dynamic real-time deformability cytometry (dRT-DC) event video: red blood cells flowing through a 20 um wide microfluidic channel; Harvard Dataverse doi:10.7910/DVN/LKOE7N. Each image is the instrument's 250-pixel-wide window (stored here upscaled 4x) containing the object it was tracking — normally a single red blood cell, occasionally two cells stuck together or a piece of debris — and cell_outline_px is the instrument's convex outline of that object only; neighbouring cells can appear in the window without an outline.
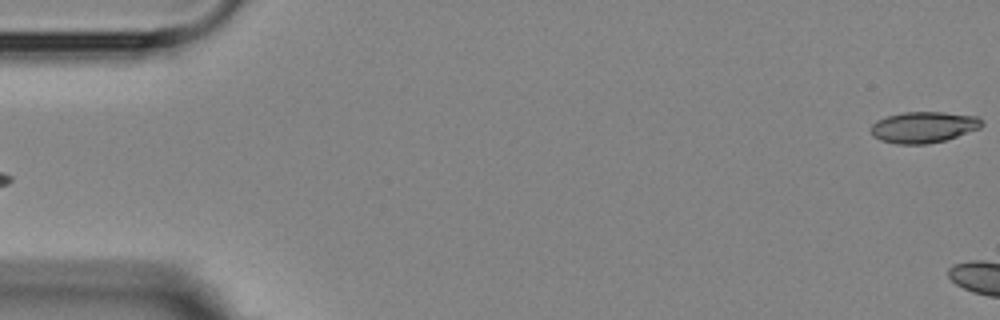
{"species": "Egyptian fruit bat (a non-hibernating species)", "species_latin": "Rousettus aegyptiacus", "temperature_condition": "room temperature", "stored_images_in_passage": 4, "segment_of_instrument_passage": [2, 2], "camera_frame_rate_fps": 3000, "um_per_image_px": 0.085, "animal": {"sex": "female"}, "frame": {"image": 1, "passage_image": 4, "time_ms": 5.0, "image_size_px": [1000, 320], "cell_outline_px": [[984, 124], [980, 128], [944, 140], [928, 144], [896, 144], [880, 140], [872, 136], [872, 124], [876, 120], [888, 116], [904, 112], [944, 112], [976, 116], [984, 120]], "centroid_in_image_um": [78.51, 10.81], "position_along_channel_um": 6.5, "area_um2": 20.11}}